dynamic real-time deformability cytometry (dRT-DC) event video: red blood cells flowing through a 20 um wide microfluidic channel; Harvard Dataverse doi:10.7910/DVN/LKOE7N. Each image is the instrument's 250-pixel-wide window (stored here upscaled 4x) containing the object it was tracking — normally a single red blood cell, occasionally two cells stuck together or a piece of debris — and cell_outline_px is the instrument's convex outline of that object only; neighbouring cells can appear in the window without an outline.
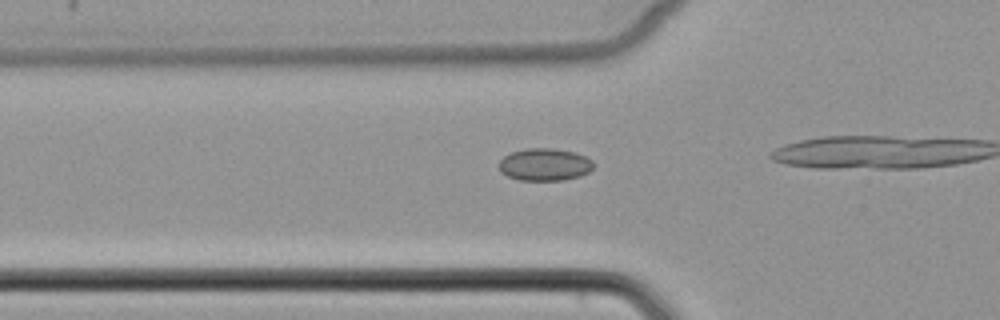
{"species": "common noctule bat (a hibernating species)", "species_latin": "Nyctalus noctula", "temperature_condition": "cold", "stored_images_in_passage": 13, "camera_frame_rate_fps": 3000, "um_per_image_px": 0.085, "animal": {"sex": "female", "body_mass_g": 22.7, "forearm_length_mm": 54.2}, "frame": {"image": 1, "passage_image": 8, "time_ms": 2.333, "image_size_px": [1000, 320], "cell_outline_px": [[592, 168], [588, 172], [580, 176], [564, 180], [520, 180], [508, 176], [500, 172], [500, 160], [504, 156], [512, 152], [528, 148], [552, 148], [572, 152], [584, 156], [592, 160]], "centroid_in_image_um": [46.28, 13.99], "position_along_channel_um": 79.5, "area_um2": 17.63}}
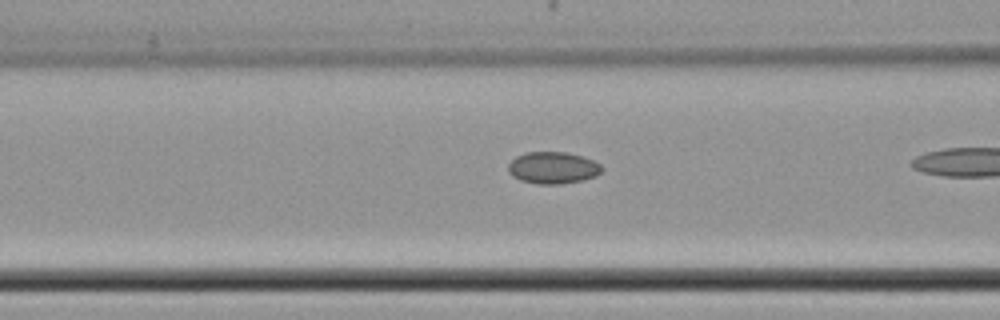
{"frame": {"image": 2, "passage_image": 11, "time_ms": 3.333, "image_size_px": [1000, 320], "cell_outline_px": [[604, 168], [596, 176], [584, 180], [560, 184], [540, 184], [520, 180], [512, 176], [508, 172], [508, 164], [516, 156], [524, 152], [564, 152], [584, 156], [600, 164]], "centroid_in_image_um": [47.0, 14.26], "position_along_channel_um": 119.6, "area_um2": 17.51}}